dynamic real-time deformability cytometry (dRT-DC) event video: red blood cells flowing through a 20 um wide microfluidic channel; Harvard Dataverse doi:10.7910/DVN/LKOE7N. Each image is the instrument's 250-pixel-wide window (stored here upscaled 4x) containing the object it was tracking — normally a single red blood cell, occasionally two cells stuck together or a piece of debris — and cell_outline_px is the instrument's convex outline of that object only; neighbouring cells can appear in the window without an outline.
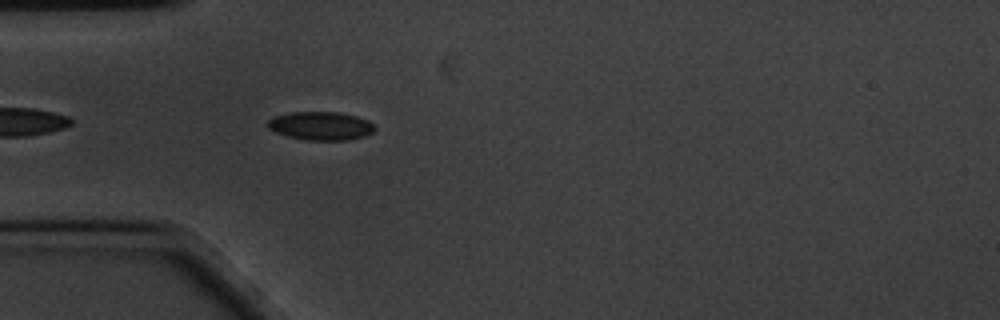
{"species": "common noctule bat (a hibernating species)", "species_latin": "Nyctalus noctula", "temperature_condition": "cold", "stored_images_in_passage": 40, "camera_frame_rate_fps": 3000, "um_per_image_px": 0.085, "animal": {"sex": "male", "body_mass_g": 20.1, "forearm_length_mm": 53.5}, "frame": {"image": 1, "passage_image": 4, "time_ms": 1.0, "image_size_px": [1000, 320], "cell_outline_px": [[376, 128], [372, 132], [364, 136], [348, 140], [308, 140], [288, 136], [276, 132], [268, 128], [268, 120], [272, 116], [292, 112], [340, 112], [356, 116], [368, 120]], "centroid_in_image_um": [27.26, 10.69], "position_along_channel_um": 57.7, "area_um2": 17.69}}
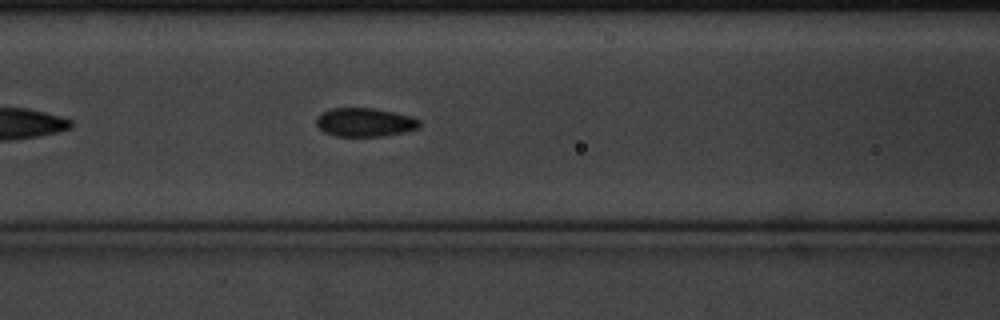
{"frame": {"image": 2, "passage_image": 11, "time_ms": 3.333, "image_size_px": [1000, 320], "cell_outline_px": [[420, 128], [404, 132], [384, 136], [336, 136], [324, 132], [316, 124], [316, 116], [328, 108], [376, 108], [396, 112], [412, 116], [420, 120]], "centroid_in_image_um": [31.02, 10.38], "position_along_channel_um": 135.6, "area_um2": 17.51}}
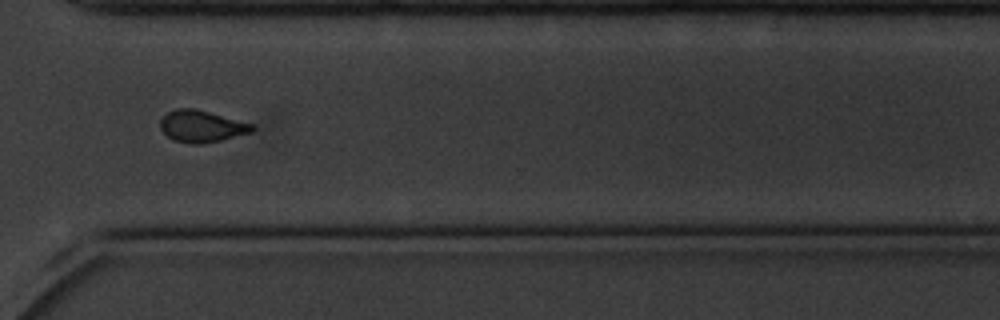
{"frame": {"image": 3, "passage_image": 30, "time_ms": 9.667, "image_size_px": [1000, 320], "cell_outline_px": [[256, 128], [252, 132], [220, 140], [200, 144], [192, 144], [176, 140], [168, 136], [160, 128], [160, 120], [168, 112], [176, 108], [196, 108], [252, 124]], "centroid_in_image_um": [17.13, 10.72], "position_along_channel_um": 353.5, "area_um2": 16.82}, "authors_computed_cell_mechanics": {"area_um2": 17.2822, "velocity_mm_per_s": 3.444, "shape_relaxation_time_tau1_ms": 4.5336, "shape_relaxation_time_tau2_ms": 2.5404, "deformation_change_tau1": 0.0788, "deformation_change_tau2": 0.0693}}